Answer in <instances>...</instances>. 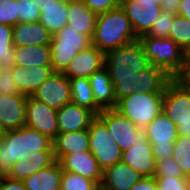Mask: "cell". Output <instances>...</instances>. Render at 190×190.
I'll use <instances>...</instances> for the list:
<instances>
[{
	"mask_svg": "<svg viewBox=\"0 0 190 190\" xmlns=\"http://www.w3.org/2000/svg\"><path fill=\"white\" fill-rule=\"evenodd\" d=\"M14 55L13 26L0 24V69H13Z\"/></svg>",
	"mask_w": 190,
	"mask_h": 190,
	"instance_id": "cell-29",
	"label": "cell"
},
{
	"mask_svg": "<svg viewBox=\"0 0 190 190\" xmlns=\"http://www.w3.org/2000/svg\"><path fill=\"white\" fill-rule=\"evenodd\" d=\"M97 115L84 107L74 103L65 104L57 111L59 132H76L89 129L91 122Z\"/></svg>",
	"mask_w": 190,
	"mask_h": 190,
	"instance_id": "cell-16",
	"label": "cell"
},
{
	"mask_svg": "<svg viewBox=\"0 0 190 190\" xmlns=\"http://www.w3.org/2000/svg\"><path fill=\"white\" fill-rule=\"evenodd\" d=\"M157 190H190L189 178L154 176Z\"/></svg>",
	"mask_w": 190,
	"mask_h": 190,
	"instance_id": "cell-37",
	"label": "cell"
},
{
	"mask_svg": "<svg viewBox=\"0 0 190 190\" xmlns=\"http://www.w3.org/2000/svg\"><path fill=\"white\" fill-rule=\"evenodd\" d=\"M89 151L104 171L121 161L122 151L113 140L106 125L96 117L89 127Z\"/></svg>",
	"mask_w": 190,
	"mask_h": 190,
	"instance_id": "cell-8",
	"label": "cell"
},
{
	"mask_svg": "<svg viewBox=\"0 0 190 190\" xmlns=\"http://www.w3.org/2000/svg\"><path fill=\"white\" fill-rule=\"evenodd\" d=\"M31 151H53V140L26 125L5 131L1 138V176L18 160L30 159Z\"/></svg>",
	"mask_w": 190,
	"mask_h": 190,
	"instance_id": "cell-2",
	"label": "cell"
},
{
	"mask_svg": "<svg viewBox=\"0 0 190 190\" xmlns=\"http://www.w3.org/2000/svg\"><path fill=\"white\" fill-rule=\"evenodd\" d=\"M63 170L59 161L40 169L23 180L27 190H60Z\"/></svg>",
	"mask_w": 190,
	"mask_h": 190,
	"instance_id": "cell-24",
	"label": "cell"
},
{
	"mask_svg": "<svg viewBox=\"0 0 190 190\" xmlns=\"http://www.w3.org/2000/svg\"><path fill=\"white\" fill-rule=\"evenodd\" d=\"M161 0H126L120 4L139 38L149 32L161 14Z\"/></svg>",
	"mask_w": 190,
	"mask_h": 190,
	"instance_id": "cell-10",
	"label": "cell"
},
{
	"mask_svg": "<svg viewBox=\"0 0 190 190\" xmlns=\"http://www.w3.org/2000/svg\"><path fill=\"white\" fill-rule=\"evenodd\" d=\"M49 45L80 46L82 49H86L91 45V39L66 25L63 29L52 35Z\"/></svg>",
	"mask_w": 190,
	"mask_h": 190,
	"instance_id": "cell-31",
	"label": "cell"
},
{
	"mask_svg": "<svg viewBox=\"0 0 190 190\" xmlns=\"http://www.w3.org/2000/svg\"><path fill=\"white\" fill-rule=\"evenodd\" d=\"M163 94L140 93L120 99L115 109L130 119L140 129H144L162 112Z\"/></svg>",
	"mask_w": 190,
	"mask_h": 190,
	"instance_id": "cell-5",
	"label": "cell"
},
{
	"mask_svg": "<svg viewBox=\"0 0 190 190\" xmlns=\"http://www.w3.org/2000/svg\"><path fill=\"white\" fill-rule=\"evenodd\" d=\"M53 151L57 161L64 155L89 151V130L59 132L53 140Z\"/></svg>",
	"mask_w": 190,
	"mask_h": 190,
	"instance_id": "cell-23",
	"label": "cell"
},
{
	"mask_svg": "<svg viewBox=\"0 0 190 190\" xmlns=\"http://www.w3.org/2000/svg\"><path fill=\"white\" fill-rule=\"evenodd\" d=\"M178 15L190 20V0H181L179 3Z\"/></svg>",
	"mask_w": 190,
	"mask_h": 190,
	"instance_id": "cell-48",
	"label": "cell"
},
{
	"mask_svg": "<svg viewBox=\"0 0 190 190\" xmlns=\"http://www.w3.org/2000/svg\"><path fill=\"white\" fill-rule=\"evenodd\" d=\"M170 38L176 42L184 52H190V20L181 15H174Z\"/></svg>",
	"mask_w": 190,
	"mask_h": 190,
	"instance_id": "cell-32",
	"label": "cell"
},
{
	"mask_svg": "<svg viewBox=\"0 0 190 190\" xmlns=\"http://www.w3.org/2000/svg\"><path fill=\"white\" fill-rule=\"evenodd\" d=\"M172 158L180 166L184 176L190 179V135L177 137L173 146Z\"/></svg>",
	"mask_w": 190,
	"mask_h": 190,
	"instance_id": "cell-33",
	"label": "cell"
},
{
	"mask_svg": "<svg viewBox=\"0 0 190 190\" xmlns=\"http://www.w3.org/2000/svg\"><path fill=\"white\" fill-rule=\"evenodd\" d=\"M0 153H1V139H0ZM0 176H1V157H0Z\"/></svg>",
	"mask_w": 190,
	"mask_h": 190,
	"instance_id": "cell-51",
	"label": "cell"
},
{
	"mask_svg": "<svg viewBox=\"0 0 190 190\" xmlns=\"http://www.w3.org/2000/svg\"><path fill=\"white\" fill-rule=\"evenodd\" d=\"M14 51V62L17 66H51L50 45L14 47Z\"/></svg>",
	"mask_w": 190,
	"mask_h": 190,
	"instance_id": "cell-26",
	"label": "cell"
},
{
	"mask_svg": "<svg viewBox=\"0 0 190 190\" xmlns=\"http://www.w3.org/2000/svg\"><path fill=\"white\" fill-rule=\"evenodd\" d=\"M149 65L139 39L105 53L104 66L113 83L116 104L137 92V73Z\"/></svg>",
	"mask_w": 190,
	"mask_h": 190,
	"instance_id": "cell-1",
	"label": "cell"
},
{
	"mask_svg": "<svg viewBox=\"0 0 190 190\" xmlns=\"http://www.w3.org/2000/svg\"><path fill=\"white\" fill-rule=\"evenodd\" d=\"M121 161L130 165L143 177H154L156 173V159L149 141L133 144L122 152Z\"/></svg>",
	"mask_w": 190,
	"mask_h": 190,
	"instance_id": "cell-17",
	"label": "cell"
},
{
	"mask_svg": "<svg viewBox=\"0 0 190 190\" xmlns=\"http://www.w3.org/2000/svg\"><path fill=\"white\" fill-rule=\"evenodd\" d=\"M105 54L93 44L81 50L67 66L63 74L68 78H89L104 66Z\"/></svg>",
	"mask_w": 190,
	"mask_h": 190,
	"instance_id": "cell-15",
	"label": "cell"
},
{
	"mask_svg": "<svg viewBox=\"0 0 190 190\" xmlns=\"http://www.w3.org/2000/svg\"><path fill=\"white\" fill-rule=\"evenodd\" d=\"M12 75V69H0V95L20 94Z\"/></svg>",
	"mask_w": 190,
	"mask_h": 190,
	"instance_id": "cell-42",
	"label": "cell"
},
{
	"mask_svg": "<svg viewBox=\"0 0 190 190\" xmlns=\"http://www.w3.org/2000/svg\"><path fill=\"white\" fill-rule=\"evenodd\" d=\"M60 190H100V186L79 174L63 171Z\"/></svg>",
	"mask_w": 190,
	"mask_h": 190,
	"instance_id": "cell-34",
	"label": "cell"
},
{
	"mask_svg": "<svg viewBox=\"0 0 190 190\" xmlns=\"http://www.w3.org/2000/svg\"><path fill=\"white\" fill-rule=\"evenodd\" d=\"M81 50L83 49L80 46L50 45L51 66L53 71L63 73Z\"/></svg>",
	"mask_w": 190,
	"mask_h": 190,
	"instance_id": "cell-30",
	"label": "cell"
},
{
	"mask_svg": "<svg viewBox=\"0 0 190 190\" xmlns=\"http://www.w3.org/2000/svg\"><path fill=\"white\" fill-rule=\"evenodd\" d=\"M137 39L130 20L121 7L97 15L91 44L104 54Z\"/></svg>",
	"mask_w": 190,
	"mask_h": 190,
	"instance_id": "cell-3",
	"label": "cell"
},
{
	"mask_svg": "<svg viewBox=\"0 0 190 190\" xmlns=\"http://www.w3.org/2000/svg\"><path fill=\"white\" fill-rule=\"evenodd\" d=\"M88 79L95 99V114L98 115L103 110L115 109L114 87L107 68L103 66Z\"/></svg>",
	"mask_w": 190,
	"mask_h": 190,
	"instance_id": "cell-18",
	"label": "cell"
},
{
	"mask_svg": "<svg viewBox=\"0 0 190 190\" xmlns=\"http://www.w3.org/2000/svg\"><path fill=\"white\" fill-rule=\"evenodd\" d=\"M129 190H157L154 177H142V179L131 186Z\"/></svg>",
	"mask_w": 190,
	"mask_h": 190,
	"instance_id": "cell-46",
	"label": "cell"
},
{
	"mask_svg": "<svg viewBox=\"0 0 190 190\" xmlns=\"http://www.w3.org/2000/svg\"><path fill=\"white\" fill-rule=\"evenodd\" d=\"M155 176H172L176 178H186L180 166L172 157H165L157 161Z\"/></svg>",
	"mask_w": 190,
	"mask_h": 190,
	"instance_id": "cell-40",
	"label": "cell"
},
{
	"mask_svg": "<svg viewBox=\"0 0 190 190\" xmlns=\"http://www.w3.org/2000/svg\"><path fill=\"white\" fill-rule=\"evenodd\" d=\"M124 1H126V0H119V3L121 4V3L124 2Z\"/></svg>",
	"mask_w": 190,
	"mask_h": 190,
	"instance_id": "cell-52",
	"label": "cell"
},
{
	"mask_svg": "<svg viewBox=\"0 0 190 190\" xmlns=\"http://www.w3.org/2000/svg\"><path fill=\"white\" fill-rule=\"evenodd\" d=\"M4 130L2 129V127L0 126V139L3 137V135H4Z\"/></svg>",
	"mask_w": 190,
	"mask_h": 190,
	"instance_id": "cell-50",
	"label": "cell"
},
{
	"mask_svg": "<svg viewBox=\"0 0 190 190\" xmlns=\"http://www.w3.org/2000/svg\"><path fill=\"white\" fill-rule=\"evenodd\" d=\"M70 80L71 102L87 108L95 113V99L93 90L87 77L72 78Z\"/></svg>",
	"mask_w": 190,
	"mask_h": 190,
	"instance_id": "cell-28",
	"label": "cell"
},
{
	"mask_svg": "<svg viewBox=\"0 0 190 190\" xmlns=\"http://www.w3.org/2000/svg\"><path fill=\"white\" fill-rule=\"evenodd\" d=\"M53 73L52 66H33L25 68L15 65L12 69V76L19 93L26 96H31Z\"/></svg>",
	"mask_w": 190,
	"mask_h": 190,
	"instance_id": "cell-19",
	"label": "cell"
},
{
	"mask_svg": "<svg viewBox=\"0 0 190 190\" xmlns=\"http://www.w3.org/2000/svg\"><path fill=\"white\" fill-rule=\"evenodd\" d=\"M180 2L181 0H161L160 6L162 11L178 15Z\"/></svg>",
	"mask_w": 190,
	"mask_h": 190,
	"instance_id": "cell-47",
	"label": "cell"
},
{
	"mask_svg": "<svg viewBox=\"0 0 190 190\" xmlns=\"http://www.w3.org/2000/svg\"><path fill=\"white\" fill-rule=\"evenodd\" d=\"M31 97L58 111L71 103L70 80L63 73L54 72Z\"/></svg>",
	"mask_w": 190,
	"mask_h": 190,
	"instance_id": "cell-11",
	"label": "cell"
},
{
	"mask_svg": "<svg viewBox=\"0 0 190 190\" xmlns=\"http://www.w3.org/2000/svg\"><path fill=\"white\" fill-rule=\"evenodd\" d=\"M171 80L164 70L150 64L137 73V92L164 94V89Z\"/></svg>",
	"mask_w": 190,
	"mask_h": 190,
	"instance_id": "cell-25",
	"label": "cell"
},
{
	"mask_svg": "<svg viewBox=\"0 0 190 190\" xmlns=\"http://www.w3.org/2000/svg\"><path fill=\"white\" fill-rule=\"evenodd\" d=\"M152 145L156 162L172 157L174 142L178 137L176 125L162 112L142 129Z\"/></svg>",
	"mask_w": 190,
	"mask_h": 190,
	"instance_id": "cell-9",
	"label": "cell"
},
{
	"mask_svg": "<svg viewBox=\"0 0 190 190\" xmlns=\"http://www.w3.org/2000/svg\"><path fill=\"white\" fill-rule=\"evenodd\" d=\"M40 10L32 0H18V22H39Z\"/></svg>",
	"mask_w": 190,
	"mask_h": 190,
	"instance_id": "cell-39",
	"label": "cell"
},
{
	"mask_svg": "<svg viewBox=\"0 0 190 190\" xmlns=\"http://www.w3.org/2000/svg\"><path fill=\"white\" fill-rule=\"evenodd\" d=\"M59 163L63 171L73 172L93 180L99 186L103 179V170L90 151L64 155Z\"/></svg>",
	"mask_w": 190,
	"mask_h": 190,
	"instance_id": "cell-14",
	"label": "cell"
},
{
	"mask_svg": "<svg viewBox=\"0 0 190 190\" xmlns=\"http://www.w3.org/2000/svg\"><path fill=\"white\" fill-rule=\"evenodd\" d=\"M173 19V14L162 11L161 14L157 17L156 21H154V24L149 30V32L142 36L170 38V31Z\"/></svg>",
	"mask_w": 190,
	"mask_h": 190,
	"instance_id": "cell-36",
	"label": "cell"
},
{
	"mask_svg": "<svg viewBox=\"0 0 190 190\" xmlns=\"http://www.w3.org/2000/svg\"><path fill=\"white\" fill-rule=\"evenodd\" d=\"M30 154L31 161L35 162L37 166H50L56 161L54 157V151H31Z\"/></svg>",
	"mask_w": 190,
	"mask_h": 190,
	"instance_id": "cell-44",
	"label": "cell"
},
{
	"mask_svg": "<svg viewBox=\"0 0 190 190\" xmlns=\"http://www.w3.org/2000/svg\"><path fill=\"white\" fill-rule=\"evenodd\" d=\"M26 101L24 94L0 95V126L4 131L25 126Z\"/></svg>",
	"mask_w": 190,
	"mask_h": 190,
	"instance_id": "cell-13",
	"label": "cell"
},
{
	"mask_svg": "<svg viewBox=\"0 0 190 190\" xmlns=\"http://www.w3.org/2000/svg\"><path fill=\"white\" fill-rule=\"evenodd\" d=\"M18 23V0H0V24L14 26Z\"/></svg>",
	"mask_w": 190,
	"mask_h": 190,
	"instance_id": "cell-38",
	"label": "cell"
},
{
	"mask_svg": "<svg viewBox=\"0 0 190 190\" xmlns=\"http://www.w3.org/2000/svg\"><path fill=\"white\" fill-rule=\"evenodd\" d=\"M51 33L40 22H18L13 26L14 47L49 45Z\"/></svg>",
	"mask_w": 190,
	"mask_h": 190,
	"instance_id": "cell-21",
	"label": "cell"
},
{
	"mask_svg": "<svg viewBox=\"0 0 190 190\" xmlns=\"http://www.w3.org/2000/svg\"><path fill=\"white\" fill-rule=\"evenodd\" d=\"M162 113L176 125L178 136L190 135V92L173 80L164 89Z\"/></svg>",
	"mask_w": 190,
	"mask_h": 190,
	"instance_id": "cell-6",
	"label": "cell"
},
{
	"mask_svg": "<svg viewBox=\"0 0 190 190\" xmlns=\"http://www.w3.org/2000/svg\"><path fill=\"white\" fill-rule=\"evenodd\" d=\"M25 125L51 140H54L59 133L57 111L31 96H27Z\"/></svg>",
	"mask_w": 190,
	"mask_h": 190,
	"instance_id": "cell-12",
	"label": "cell"
},
{
	"mask_svg": "<svg viewBox=\"0 0 190 190\" xmlns=\"http://www.w3.org/2000/svg\"><path fill=\"white\" fill-rule=\"evenodd\" d=\"M0 190H27L23 181L13 180L6 175L0 176Z\"/></svg>",
	"mask_w": 190,
	"mask_h": 190,
	"instance_id": "cell-45",
	"label": "cell"
},
{
	"mask_svg": "<svg viewBox=\"0 0 190 190\" xmlns=\"http://www.w3.org/2000/svg\"><path fill=\"white\" fill-rule=\"evenodd\" d=\"M180 87L190 92V52H185L180 70L172 77Z\"/></svg>",
	"mask_w": 190,
	"mask_h": 190,
	"instance_id": "cell-41",
	"label": "cell"
},
{
	"mask_svg": "<svg viewBox=\"0 0 190 190\" xmlns=\"http://www.w3.org/2000/svg\"><path fill=\"white\" fill-rule=\"evenodd\" d=\"M35 3V6L38 7V9L41 11V8H43L48 3H55L59 2L60 0H32Z\"/></svg>",
	"mask_w": 190,
	"mask_h": 190,
	"instance_id": "cell-49",
	"label": "cell"
},
{
	"mask_svg": "<svg viewBox=\"0 0 190 190\" xmlns=\"http://www.w3.org/2000/svg\"><path fill=\"white\" fill-rule=\"evenodd\" d=\"M67 12L68 0L48 3L41 8L39 22L53 35L67 25Z\"/></svg>",
	"mask_w": 190,
	"mask_h": 190,
	"instance_id": "cell-27",
	"label": "cell"
},
{
	"mask_svg": "<svg viewBox=\"0 0 190 190\" xmlns=\"http://www.w3.org/2000/svg\"><path fill=\"white\" fill-rule=\"evenodd\" d=\"M149 63L164 70L171 78L180 70L185 52L171 38L140 36Z\"/></svg>",
	"mask_w": 190,
	"mask_h": 190,
	"instance_id": "cell-4",
	"label": "cell"
},
{
	"mask_svg": "<svg viewBox=\"0 0 190 190\" xmlns=\"http://www.w3.org/2000/svg\"><path fill=\"white\" fill-rule=\"evenodd\" d=\"M97 14L82 0H68L67 25L80 34L93 38Z\"/></svg>",
	"mask_w": 190,
	"mask_h": 190,
	"instance_id": "cell-22",
	"label": "cell"
},
{
	"mask_svg": "<svg viewBox=\"0 0 190 190\" xmlns=\"http://www.w3.org/2000/svg\"><path fill=\"white\" fill-rule=\"evenodd\" d=\"M88 8L98 14L120 7L119 0H82Z\"/></svg>",
	"mask_w": 190,
	"mask_h": 190,
	"instance_id": "cell-43",
	"label": "cell"
},
{
	"mask_svg": "<svg viewBox=\"0 0 190 190\" xmlns=\"http://www.w3.org/2000/svg\"><path fill=\"white\" fill-rule=\"evenodd\" d=\"M97 117L106 125L122 152L133 144H142L148 141L144 131L116 109L103 110Z\"/></svg>",
	"mask_w": 190,
	"mask_h": 190,
	"instance_id": "cell-7",
	"label": "cell"
},
{
	"mask_svg": "<svg viewBox=\"0 0 190 190\" xmlns=\"http://www.w3.org/2000/svg\"><path fill=\"white\" fill-rule=\"evenodd\" d=\"M46 167L48 166H37L31 159L24 161L18 160L5 175L10 179L23 181L28 176Z\"/></svg>",
	"mask_w": 190,
	"mask_h": 190,
	"instance_id": "cell-35",
	"label": "cell"
},
{
	"mask_svg": "<svg viewBox=\"0 0 190 190\" xmlns=\"http://www.w3.org/2000/svg\"><path fill=\"white\" fill-rule=\"evenodd\" d=\"M142 177L130 165L120 161L103 171L100 190H129Z\"/></svg>",
	"mask_w": 190,
	"mask_h": 190,
	"instance_id": "cell-20",
	"label": "cell"
}]
</instances>
